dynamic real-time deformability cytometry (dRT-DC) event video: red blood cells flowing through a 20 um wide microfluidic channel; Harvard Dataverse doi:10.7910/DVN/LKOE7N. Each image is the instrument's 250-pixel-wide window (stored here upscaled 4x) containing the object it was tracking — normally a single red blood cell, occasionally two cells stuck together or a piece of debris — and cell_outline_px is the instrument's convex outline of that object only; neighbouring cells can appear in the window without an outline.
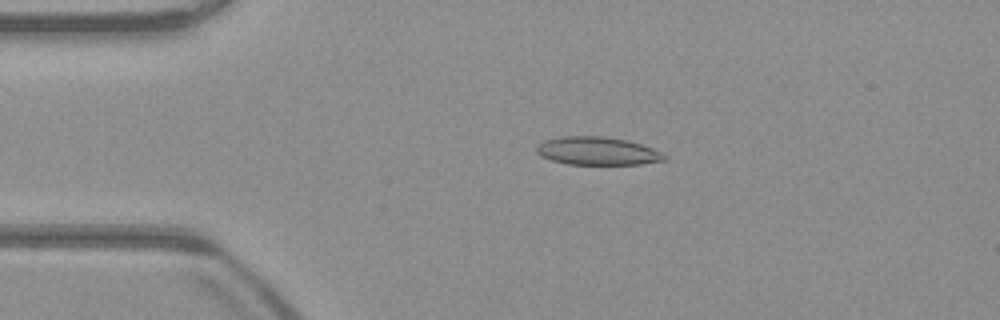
{"species": "common noctule bat (a hibernating species)", "species_latin": "Nyctalus noctula", "temperature_condition": "warm", "stored_images_in_passage": 52, "camera_frame_rate_fps": 3000, "um_per_image_px": 0.085, "animal": {"sex": "male", "body_mass_g": 23.1, "forearm_length_mm": 52.7}, "frame": {"image": 1, "passage_image": 11, "time_ms": 3.333, "image_size_px": [1000, 320], "cell_outline_px": [[668, 160], [640, 164], [568, 164], [552, 160], [540, 156], [536, 152], [536, 144], [544, 140], [560, 136], [604, 136], [628, 140], [652, 148], [668, 156]], "centroid_in_image_um": [50.76, 12.83], "position_along_channel_um": 34.2, "area_um2": 21.1}}
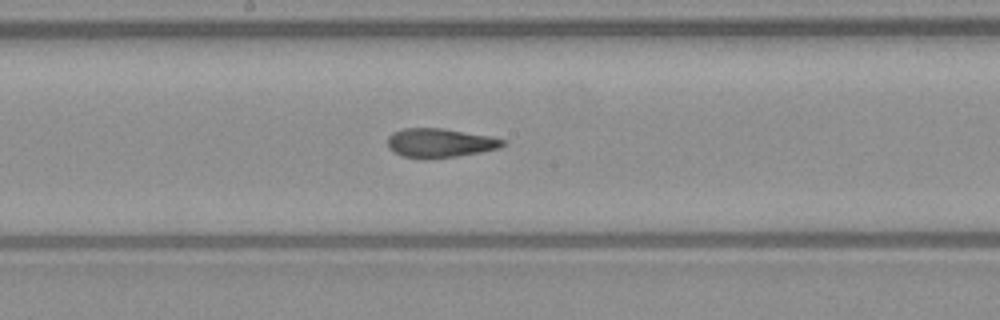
{"frame": {"image": 2, "passage_image": 27, "time_ms": 8.667, "image_size_px": [1000, 320], "cell_outline_px": [[504, 144], [500, 148], [480, 152], [456, 156], [424, 160], [420, 160], [404, 156], [388, 148], [388, 136], [392, 132], [404, 128], [444, 128], [492, 136], [504, 140]], "centroid_in_image_um": [37.38, 12.15], "position_along_channel_um": 210.8, "area_um2": 19.71}}
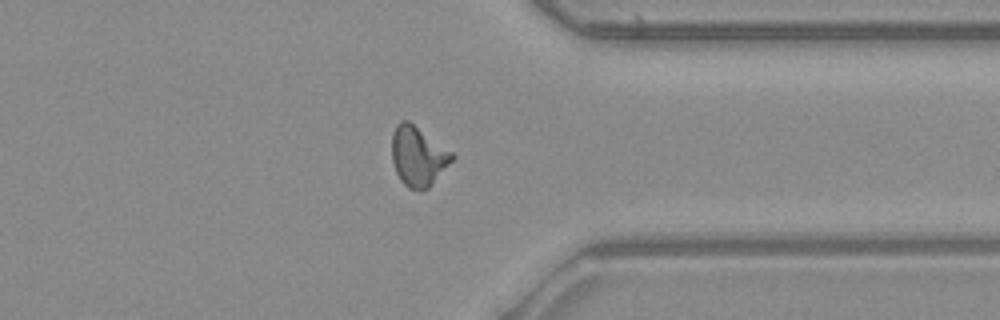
{"frame": {"image": 3, "passage_image": 40, "time_ms": 13.0, "image_size_px": [1000, 320], "cell_outline_px": [[456, 156], [432, 184], [428, 188], [420, 192], [408, 188], [400, 180], [396, 172], [392, 160], [392, 132], [396, 124], [400, 120], [408, 120], [452, 152]], "centroid_in_image_um": [35.51, 13.29], "position_along_channel_um": 375.9, "area_um2": 20.98}, "authors_computed_cell_mechanics": {"area_um2": 19.9988, "velocity_mm_per_s": 3.973, "shape_relaxation_time_tau1_ms": null, "shape_relaxation_time_tau2_ms": 0.967, "deformation_change_tau1": null, "deformation_change_tau2": 0.078}}